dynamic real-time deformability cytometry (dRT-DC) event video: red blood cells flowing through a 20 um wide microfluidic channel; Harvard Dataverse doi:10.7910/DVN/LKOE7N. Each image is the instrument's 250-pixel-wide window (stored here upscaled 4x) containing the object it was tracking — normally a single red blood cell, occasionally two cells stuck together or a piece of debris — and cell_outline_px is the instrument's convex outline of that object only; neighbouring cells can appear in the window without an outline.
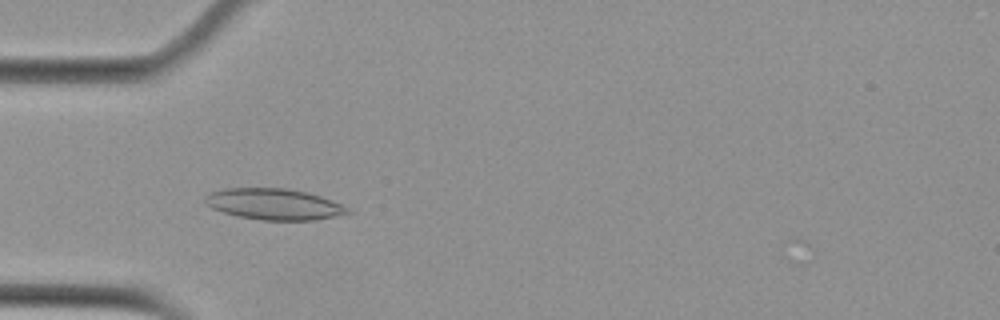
{"species": "Egyptian fruit bat (a non-hibernating species)", "species_latin": "Rousettus aegyptiacus", "temperature_condition": "cold", "stored_images_in_passage": 27, "camera_frame_rate_fps": 3000, "um_per_image_px": 0.085, "animal": {"sex": "female"}, "frame": {"image": 1, "passage_image": 14, "time_ms": 4.333, "image_size_px": [1000, 320], "cell_outline_px": [[352, 212], [336, 216], [316, 220], [260, 220], [240, 216], [224, 212], [212, 208], [204, 200], [204, 196], [208, 192], [224, 188], [284, 188], [308, 192], [344, 204]], "centroid_in_image_um": [23.31, 17.34], "position_along_channel_um": 61.7, "area_um2": 25.95}}
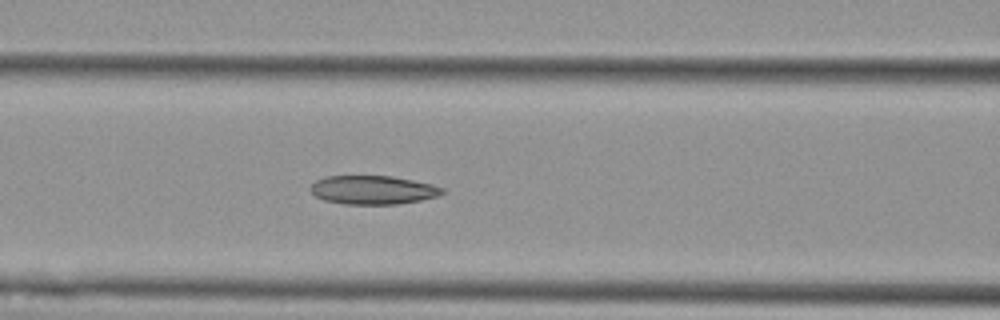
{"frame": {"image": 2, "passage_image": 20, "time_ms": 6.333, "image_size_px": [1000, 320], "cell_outline_px": [[448, 192], [436, 196], [420, 200], [400, 204], [344, 204], [324, 200], [316, 196], [308, 188], [316, 180], [324, 176], [392, 176], [432, 184], [444, 188]], "centroid_in_image_um": [31.71, 16.14], "position_along_channel_um": 134.9, "area_um2": 22.14}}
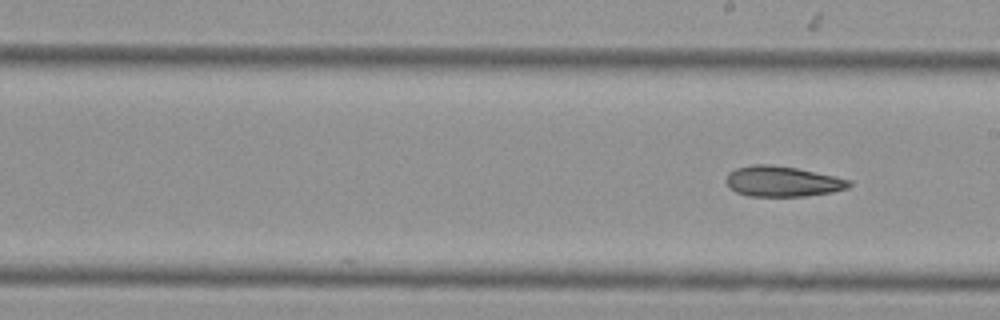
{"frame": {"image": 3, "passage_image": 27, "time_ms": 8.667, "image_size_px": [1000, 320], "cell_outline_px": [[852, 184], [848, 188], [832, 192], [804, 196], [748, 196], [736, 192], [724, 180], [728, 172], [736, 168], [752, 164], [772, 164], [796, 168], [852, 180]], "centroid_in_image_um": [66.49, 15.41], "position_along_channel_um": 222.5, "area_um2": 21.85}}